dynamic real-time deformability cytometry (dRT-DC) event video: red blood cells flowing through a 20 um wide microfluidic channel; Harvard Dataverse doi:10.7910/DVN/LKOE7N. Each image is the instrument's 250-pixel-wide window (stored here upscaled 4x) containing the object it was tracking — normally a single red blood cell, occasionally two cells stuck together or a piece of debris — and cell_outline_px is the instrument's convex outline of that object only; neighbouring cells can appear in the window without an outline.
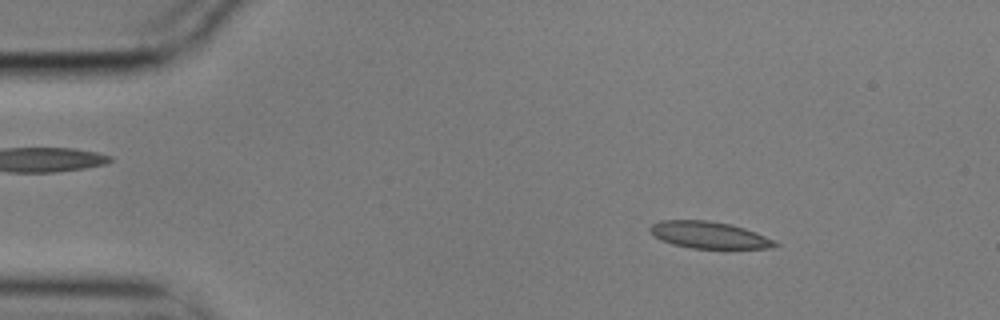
{"species": "common noctule bat (a hibernating species)", "species_latin": "Nyctalus noctula", "temperature_condition": "cold", "stored_images_in_passage": 55, "camera_frame_rate_fps": 3000, "um_per_image_px": 0.085, "animal": {"sex": "male", "body_mass_g": 17.9}, "frame": {"image": 1, "passage_image": 7, "time_ms": 2.0, "image_size_px": [1000, 320], "cell_outline_px": [[780, 244], [772, 248], [692, 248], [672, 244], [660, 240], [648, 228], [652, 224], [660, 220], [708, 220], [732, 224], [756, 232], [776, 240]], "centroid_in_image_um": [60.3, 19.97], "position_along_channel_um": 24.7, "area_um2": 19.59}}
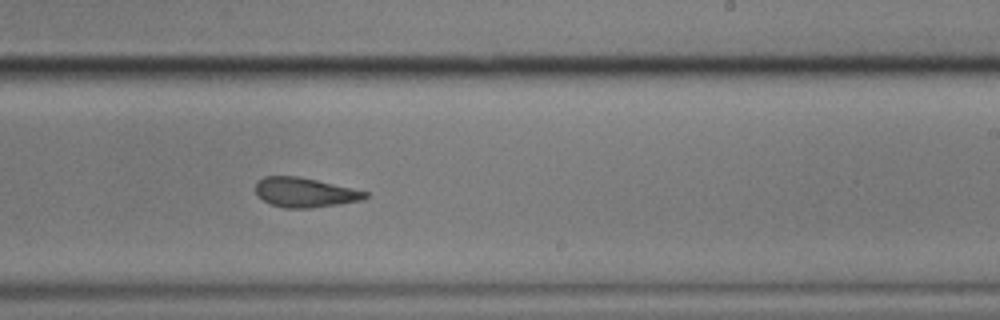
{"frame": {"image": 2, "passage_image": 33, "time_ms": 10.667, "image_size_px": [1000, 320], "cell_outline_px": [[368, 196], [364, 200], [312, 208], [284, 208], [272, 204], [264, 200], [256, 192], [256, 180], [264, 176], [300, 176], [352, 188], [368, 192]], "centroid_in_image_um": [25.92, 16.35], "position_along_channel_um": 263.1, "area_um2": 18.9}}
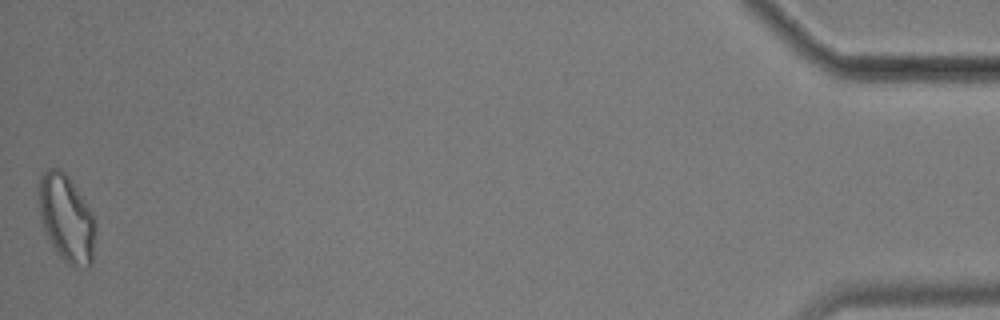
{"frame": {"image": 3, "passage_image": 55, "time_ms": 18.0, "image_size_px": [1000, 320], "cell_outline_px": [[96, 232], [92, 264], [88, 268], [68, 264], [56, 252], [44, 228], [40, 216], [36, 200], [36, 188], [40, 176], [48, 168], [60, 168], [68, 176], [92, 212], [96, 220]], "centroid_in_image_um": [5.63, 18.53], "position_along_channel_um": 429.6, "area_um2": 29.3}, "authors_computed_cell_mechanics": {"area_um2": 20.0566, "velocity_mm_per_s": 3.5272, "shape_relaxation_time_tau1_ms": 7.6244, "shape_relaxation_time_tau2_ms": 2.7955, "deformation_change_tau1": 0.1758, "deformation_change_tau2": 0.1035}}